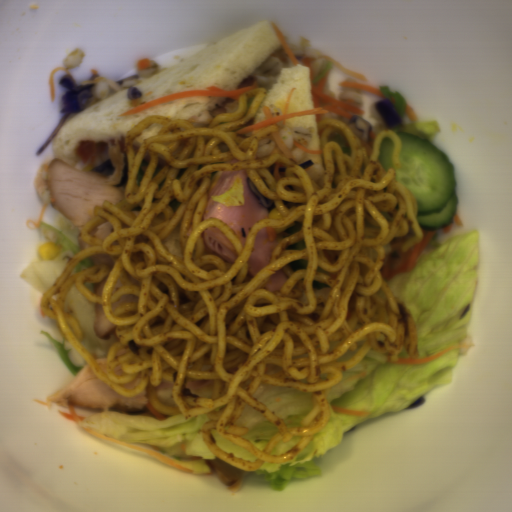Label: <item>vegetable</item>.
Returning <instances> with one entry per match:
<instances>
[{
  "mask_svg": "<svg viewBox=\"0 0 512 512\" xmlns=\"http://www.w3.org/2000/svg\"><path fill=\"white\" fill-rule=\"evenodd\" d=\"M481 233L452 234L423 250L407 273L386 282L409 309L418 339V358L465 344L440 358L416 364L390 362V353L372 347L326 395L330 419L295 458L263 463L249 478L285 490L291 481L320 476V458L341 444L353 427L410 409L427 394L453 382V368L471 350L469 334L477 292Z\"/></svg>",
  "mask_w": 512,
  "mask_h": 512,
  "instance_id": "1",
  "label": "vegetable"
},
{
  "mask_svg": "<svg viewBox=\"0 0 512 512\" xmlns=\"http://www.w3.org/2000/svg\"><path fill=\"white\" fill-rule=\"evenodd\" d=\"M208 421L205 413L185 419L182 414L158 418L140 412L103 411L89 415L74 426L167 455L200 474L212 471L209 462L219 458L201 435V427Z\"/></svg>",
  "mask_w": 512,
  "mask_h": 512,
  "instance_id": "2",
  "label": "vegetable"
},
{
  "mask_svg": "<svg viewBox=\"0 0 512 512\" xmlns=\"http://www.w3.org/2000/svg\"><path fill=\"white\" fill-rule=\"evenodd\" d=\"M38 228L57 245L59 251L53 258L24 265L19 272V279L38 294L44 295L69 260L82 249L91 246L79 239L82 228L68 218H62L57 226L46 221L39 222Z\"/></svg>",
  "mask_w": 512,
  "mask_h": 512,
  "instance_id": "3",
  "label": "vegetable"
},
{
  "mask_svg": "<svg viewBox=\"0 0 512 512\" xmlns=\"http://www.w3.org/2000/svg\"><path fill=\"white\" fill-rule=\"evenodd\" d=\"M252 396L275 413L288 429L300 426L314 403L313 392L292 391L262 382Z\"/></svg>",
  "mask_w": 512,
  "mask_h": 512,
  "instance_id": "4",
  "label": "vegetable"
},
{
  "mask_svg": "<svg viewBox=\"0 0 512 512\" xmlns=\"http://www.w3.org/2000/svg\"><path fill=\"white\" fill-rule=\"evenodd\" d=\"M63 311L71 313L83 331L80 344L94 360L108 359L112 345L120 342L115 338H102L95 333V303L86 299L75 285L65 296Z\"/></svg>",
  "mask_w": 512,
  "mask_h": 512,
  "instance_id": "5",
  "label": "vegetable"
},
{
  "mask_svg": "<svg viewBox=\"0 0 512 512\" xmlns=\"http://www.w3.org/2000/svg\"><path fill=\"white\" fill-rule=\"evenodd\" d=\"M379 90L385 93L383 100L391 101L401 114L405 133H411L427 141H433L441 131L439 122L435 120L414 121L407 117V101L404 95L398 90H392L387 85H380Z\"/></svg>",
  "mask_w": 512,
  "mask_h": 512,
  "instance_id": "6",
  "label": "vegetable"
},
{
  "mask_svg": "<svg viewBox=\"0 0 512 512\" xmlns=\"http://www.w3.org/2000/svg\"><path fill=\"white\" fill-rule=\"evenodd\" d=\"M234 426L248 428V434L241 437L261 451L270 437L277 431L273 424L261 413L245 403L243 412Z\"/></svg>",
  "mask_w": 512,
  "mask_h": 512,
  "instance_id": "7",
  "label": "vegetable"
},
{
  "mask_svg": "<svg viewBox=\"0 0 512 512\" xmlns=\"http://www.w3.org/2000/svg\"><path fill=\"white\" fill-rule=\"evenodd\" d=\"M41 336L46 337L59 352L68 372L74 376L87 364L75 348L70 344L67 338L61 342L49 332L39 331Z\"/></svg>",
  "mask_w": 512,
  "mask_h": 512,
  "instance_id": "8",
  "label": "vegetable"
},
{
  "mask_svg": "<svg viewBox=\"0 0 512 512\" xmlns=\"http://www.w3.org/2000/svg\"><path fill=\"white\" fill-rule=\"evenodd\" d=\"M212 201L225 207L244 205L243 183L238 179L230 187L229 191L218 196H212Z\"/></svg>",
  "mask_w": 512,
  "mask_h": 512,
  "instance_id": "9",
  "label": "vegetable"
},
{
  "mask_svg": "<svg viewBox=\"0 0 512 512\" xmlns=\"http://www.w3.org/2000/svg\"><path fill=\"white\" fill-rule=\"evenodd\" d=\"M211 435L216 443L217 446H219L222 450L227 452L228 454L240 458L247 461H257L254 456L249 454L247 451L233 443L232 441H229L227 439L222 438L219 433L216 430L211 429Z\"/></svg>",
  "mask_w": 512,
  "mask_h": 512,
  "instance_id": "10",
  "label": "vegetable"
},
{
  "mask_svg": "<svg viewBox=\"0 0 512 512\" xmlns=\"http://www.w3.org/2000/svg\"><path fill=\"white\" fill-rule=\"evenodd\" d=\"M406 357H410V356H409L408 351L406 350V348L403 346L401 352L399 353L398 360L406 358Z\"/></svg>",
  "mask_w": 512,
  "mask_h": 512,
  "instance_id": "11",
  "label": "vegetable"
}]
</instances>
